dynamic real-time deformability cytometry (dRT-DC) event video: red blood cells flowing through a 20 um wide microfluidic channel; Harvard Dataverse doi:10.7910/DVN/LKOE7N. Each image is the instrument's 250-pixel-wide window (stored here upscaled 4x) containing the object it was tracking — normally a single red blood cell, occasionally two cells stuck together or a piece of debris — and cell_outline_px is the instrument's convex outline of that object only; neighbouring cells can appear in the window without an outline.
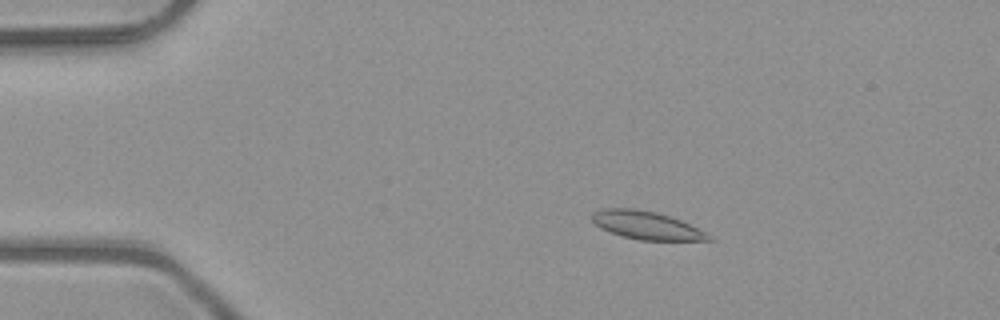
{"species": "common noctule bat (a hibernating species)", "species_latin": "Nyctalus noctula", "temperature_condition": "room temperature", "stored_images_in_passage": 7, "camera_frame_rate_fps": 3000, "um_per_image_px": 0.085, "animal": {"sex": "male", "body_mass_g": 23.1, "forearm_length_mm": 52.7}, "frame": {"image": 1, "passage_image": 2, "time_ms": 0.333, "image_size_px": [1000, 320], "cell_outline_px": [[716, 240], [640, 240], [624, 236], [600, 228], [592, 220], [592, 212], [600, 208], [636, 208], [656, 212], [680, 220], [712, 236]], "centroid_in_image_um": [54.92, 19.14], "position_along_channel_um": 30.1, "area_um2": 18.84}}
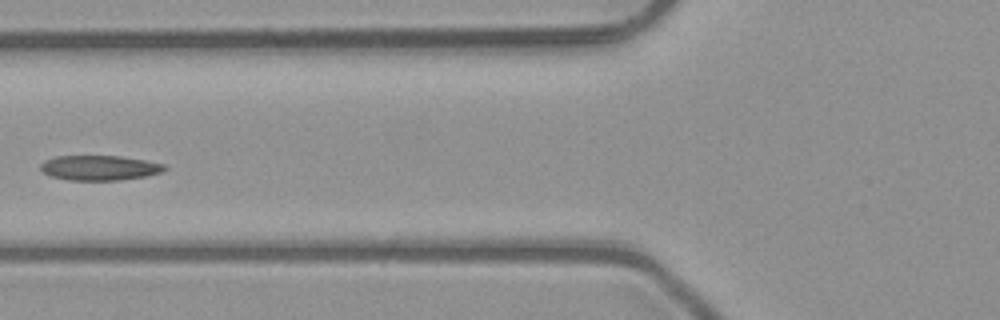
{"frame": {"image": 2, "passage_image": 5, "time_ms": 1.333, "image_size_px": [1000, 320], "cell_outline_px": [[168, 168], [160, 172], [148, 176], [120, 180], [68, 180], [52, 176], [40, 172], [40, 164], [44, 160], [56, 156], [120, 156], [144, 160], [164, 164]], "centroid_in_image_um": [8.43, 14.26], "position_along_channel_um": 117.4, "area_um2": 18.09}}
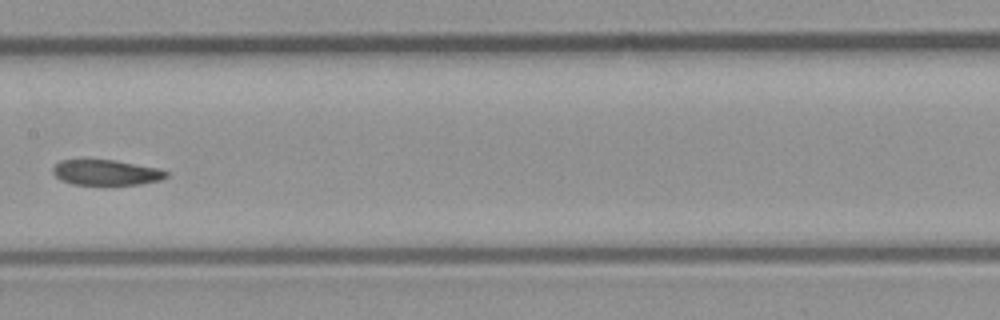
{"frame": {"image": 3, "passage_image": 7, "time_ms": 2.0, "image_size_px": [1000, 320], "cell_outline_px": [[168, 176], [160, 180], [140, 184], [72, 184], [60, 180], [52, 172], [52, 168], [60, 160], [112, 160], [156, 168], [168, 172]], "centroid_in_image_um": [8.99, 14.66], "position_along_channel_um": 198.4, "area_um2": 16.47}}